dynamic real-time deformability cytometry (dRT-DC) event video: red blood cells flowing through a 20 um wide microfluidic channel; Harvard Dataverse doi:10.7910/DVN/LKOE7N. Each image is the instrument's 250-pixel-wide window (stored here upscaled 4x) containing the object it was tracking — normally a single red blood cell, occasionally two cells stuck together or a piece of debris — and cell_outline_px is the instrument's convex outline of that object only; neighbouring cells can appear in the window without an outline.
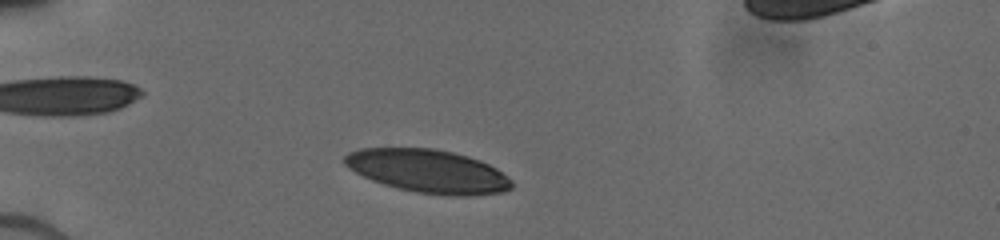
{"species": "human", "species_latin": "Homo sapiens", "temperature_condition": "cold", "stored_images_in_passage": 12, "camera_frame_rate_fps": 3000, "um_per_image_px": 0.085, "donor": {"sex": "male"}, "frame": {"image": 1, "passage_image": 5, "time_ms": 1.667, "image_size_px": [1000, 240], "cell_outline_px": [[512, 188], [504, 192], [472, 196], [448, 196], [416, 192], [384, 184], [372, 180], [348, 168], [344, 164], [344, 156], [348, 152], [360, 148], [432, 148], [452, 152], [468, 156], [480, 160], [496, 168], [508, 176], [512, 180]], "centroid_in_image_um": [36.41, 14.55], "position_along_channel_um": 48.6, "area_um2": 42.25}}
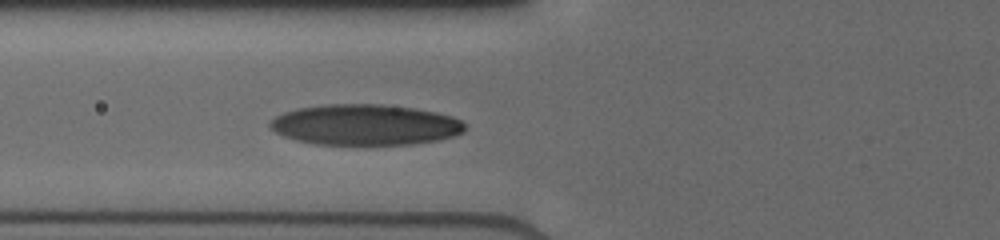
{"frame": {"image": 2, "passage_image": 9, "time_ms": 3.667, "image_size_px": [1000, 240], "cell_outline_px": [[468, 128], [464, 132], [456, 136], [440, 140], [412, 144], [316, 144], [296, 140], [284, 136], [276, 132], [268, 124], [276, 116], [284, 112], [300, 108], [328, 104], [380, 104], [412, 108], [436, 112], [452, 116], [460, 120]], "centroid_in_image_um": [31.09, 10.61], "position_along_channel_um": 94.7, "area_um2": 46.18}}
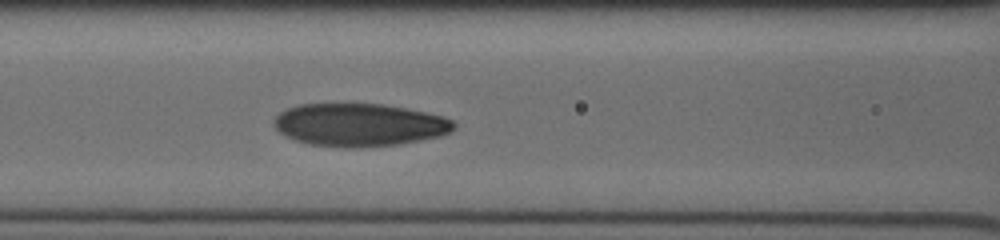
{"frame": {"image": 3, "passage_image": 12, "time_ms": 4.667, "image_size_px": [1000, 240], "cell_outline_px": [[456, 128], [452, 132], [440, 136], [400, 144], [360, 148], [344, 148], [308, 144], [296, 140], [280, 132], [276, 128], [272, 120], [280, 112], [288, 108], [300, 104], [380, 104], [404, 108], [424, 112], [440, 116], [452, 120], [456, 124]], "centroid_in_image_um": [30.55, 10.63], "position_along_channel_um": 136.1, "area_um2": 44.91}}